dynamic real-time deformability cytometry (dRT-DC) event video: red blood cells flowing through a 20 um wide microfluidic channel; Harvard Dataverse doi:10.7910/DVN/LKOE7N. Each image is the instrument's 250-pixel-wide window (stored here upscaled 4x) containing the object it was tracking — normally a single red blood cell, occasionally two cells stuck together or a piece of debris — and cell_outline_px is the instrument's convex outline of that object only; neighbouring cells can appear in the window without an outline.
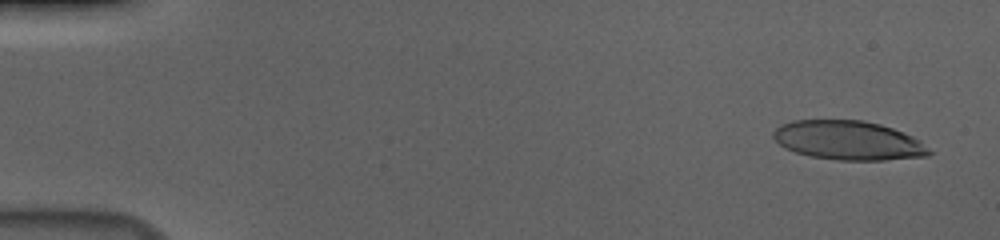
{"species": "human", "species_latin": "Homo sapiens", "temperature_condition": "cold", "stored_images_in_passage": 56, "camera_frame_rate_fps": 3000, "um_per_image_px": 0.085, "donor": {"sex": "male"}, "frame": {"image": 1, "passage_image": 3, "time_ms": 0.667, "image_size_px": [1000, 240], "cell_outline_px": [[932, 152], [928, 156], [884, 160], [836, 160], [812, 156], [796, 152], [784, 148], [772, 136], [772, 132], [780, 124], [792, 120], [864, 120], [880, 124], [892, 128], [912, 136], [920, 140]], "centroid_in_image_um": [72.09, 11.93], "position_along_channel_um": 12.9, "area_um2": 35.55}}
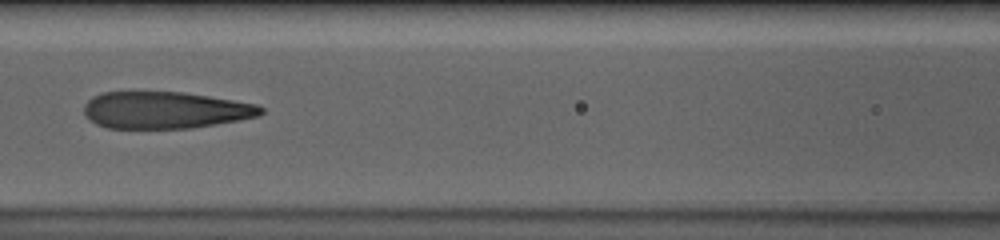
{"frame": {"image": 2, "passage_image": 26, "time_ms": 8.333, "image_size_px": [1000, 240], "cell_outline_px": [[264, 112], [260, 116], [216, 124], [192, 128], [108, 128], [96, 124], [84, 112], [84, 104], [92, 96], [104, 92], [184, 92], [256, 104], [264, 108]], "centroid_in_image_um": [14.05, 9.36], "position_along_channel_um": 152.5, "area_um2": 37.92}}
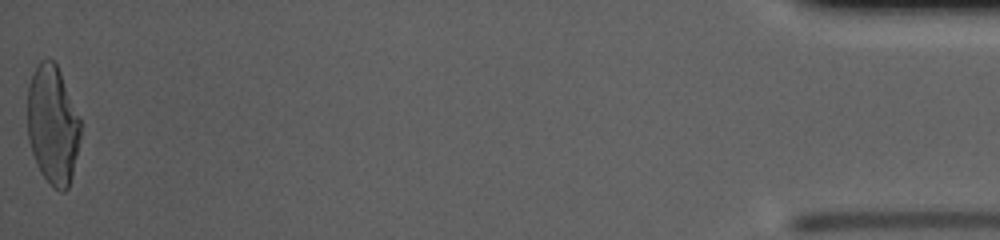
{"frame": {"image": 3, "passage_image": 56, "time_ms": 18.333, "image_size_px": [1000, 240], "cell_outline_px": [[80, 136], [76, 156], [68, 188], [64, 192], [60, 192], [40, 172], [36, 164], [28, 140], [28, 84], [36, 64], [40, 60], [48, 56], [56, 60], [80, 116]], "centroid_in_image_um": [4.47, 10.51], "position_along_channel_um": 430.7, "area_um2": 37.11}, "authors_computed_cell_mechanics": {"area_um2": 38.9572, "velocity_mm_per_s": 3.7096, "shape_relaxation_time_tau1_ms": 5.9622, "shape_relaxation_time_tau2_ms": 1.3567, "deformation_change_tau1": 0.2647, "deformation_change_tau2": 0.1198}}